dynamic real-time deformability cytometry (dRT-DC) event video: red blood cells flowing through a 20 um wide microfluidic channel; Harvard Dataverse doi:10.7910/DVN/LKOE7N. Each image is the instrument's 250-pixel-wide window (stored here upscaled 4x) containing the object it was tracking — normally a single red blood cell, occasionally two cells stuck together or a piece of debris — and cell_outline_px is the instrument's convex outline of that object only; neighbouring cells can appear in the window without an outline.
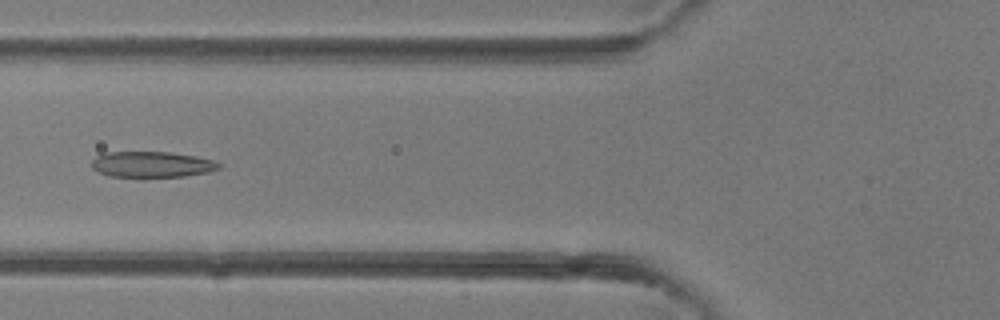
{"species": "common noctule bat (a hibernating species)", "species_latin": "Nyctalus noctula", "temperature_condition": "room temperature", "stored_images_in_passage": 29, "camera_frame_rate_fps": 3000, "um_per_image_px": 0.085, "animal": {"sex": "female"}, "frame": {"image": 1, "passage_image": 4, "time_ms": 1.0, "image_size_px": [1000, 320], "cell_outline_px": [[224, 164], [220, 168], [208, 172], [184, 176], [144, 180], [108, 176], [96, 172], [92, 168], [92, 160], [96, 156], [104, 152], [172, 152], [196, 156], [216, 160]], "centroid_in_image_um": [12.9, 14.02], "position_along_channel_um": 112.9, "area_um2": 20.4}}
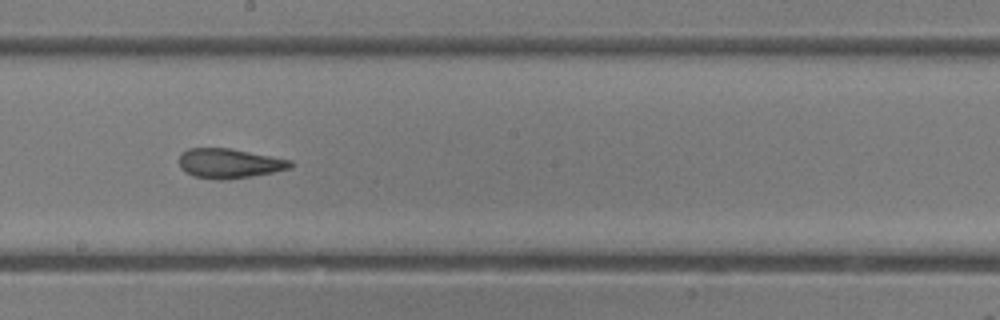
{"frame": {"image": 2, "passage_image": 11, "time_ms": 3.333, "image_size_px": [1000, 320], "cell_outline_px": [[292, 168], [252, 176], [220, 180], [192, 176], [184, 172], [180, 168], [180, 152], [188, 148], [232, 148], [292, 160]], "centroid_in_image_um": [19.47, 13.88], "position_along_channel_um": 228.7, "area_um2": 19.36}}
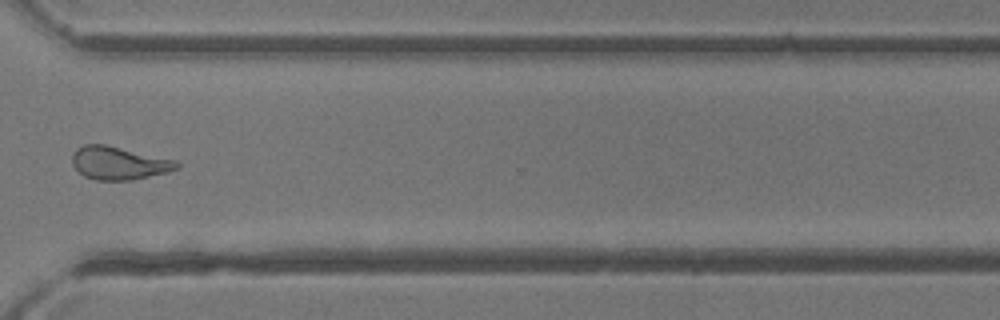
{"frame": {"image": 3, "passage_image": 19, "time_ms": 6.0, "image_size_px": [1000, 320], "cell_outline_px": [[180, 168], [168, 172], [132, 180], [96, 180], [84, 176], [72, 164], [72, 152], [76, 148], [84, 144], [104, 144], [176, 160], [180, 164]], "centroid_in_image_um": [10.1, 13.86], "position_along_channel_um": 360.5, "area_um2": 20.17}}